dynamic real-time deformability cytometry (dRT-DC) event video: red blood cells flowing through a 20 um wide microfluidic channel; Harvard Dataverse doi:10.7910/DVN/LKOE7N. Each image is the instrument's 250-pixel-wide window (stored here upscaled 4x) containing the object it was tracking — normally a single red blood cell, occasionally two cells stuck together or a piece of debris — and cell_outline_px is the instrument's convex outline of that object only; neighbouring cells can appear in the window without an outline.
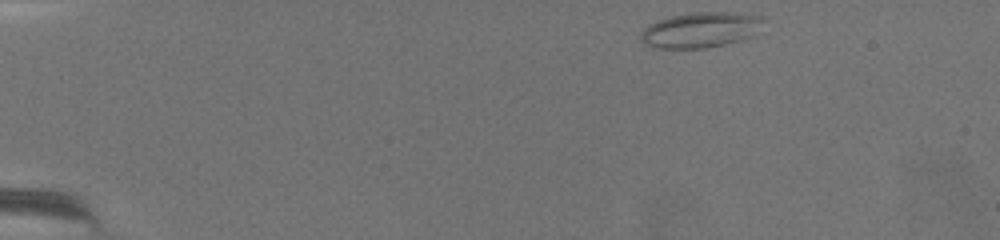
{"species": "common noctule bat (a hibernating species)", "species_latin": "Nyctalus noctula", "temperature_condition": "warm", "stored_images_in_passage": 53, "camera_frame_rate_fps": 3000, "um_per_image_px": 0.085, "animal": {"sex": "female", "body_mass_g": 19.5, "forearm_length_mm": 54.1}, "frame": {"image": 1, "passage_image": 1, "time_ms": 0.0, "image_size_px": [1000, 240], "cell_outline_px": [[764, 20], [752, 36], [740, 40], [724, 44], [704, 48], [660, 48], [644, 44], [640, 40], [640, 32], [648, 24], [668, 16], [692, 12], [732, 12], [760, 16]], "centroid_in_image_um": [59.49, 2.53], "position_along_channel_um": 25.5, "area_um2": 25.26}}
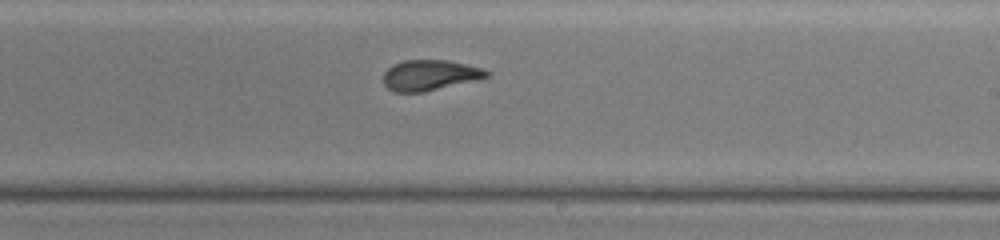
{"frame": {"image": 2, "passage_image": 35, "time_ms": 11.333, "image_size_px": [1000, 240], "cell_outline_px": [[492, 72], [488, 76], [476, 80], [424, 92], [396, 92], [388, 88], [384, 84], [384, 72], [388, 68], [404, 60], [448, 60], [484, 68]], "centroid_in_image_um": [36.57, 6.39], "position_along_channel_um": 252.4, "area_um2": 18.32}}
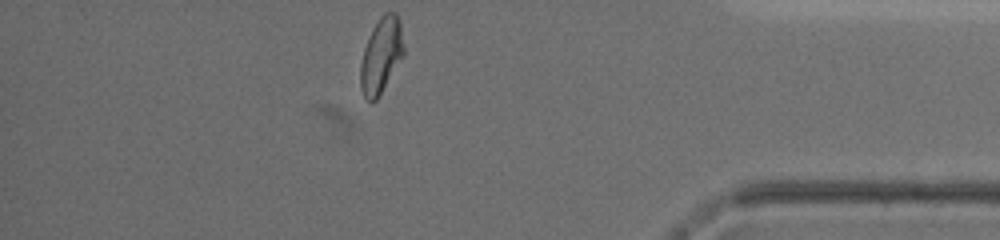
{"frame": {"image": 3, "passage_image": 53, "time_ms": 17.333, "image_size_px": [1000, 240], "cell_outline_px": [[404, 56], [376, 100], [372, 104], [364, 96], [360, 84], [360, 64], [364, 48], [368, 36], [372, 28], [380, 16], [384, 12], [396, 12], [400, 20], [404, 48]], "centroid_in_image_um": [32.4, 4.68], "position_along_channel_um": 402.8, "area_um2": 19.19}, "authors_computed_cell_mechanics": {"area_um2": 19.2474, "velocity_mm_per_s": 2.9748, "shape_relaxation_time_tau1_ms": null, "shape_relaxation_time_tau2_ms": 1.6833, "deformation_change_tau1": null, "deformation_change_tau2": 0.0854}}